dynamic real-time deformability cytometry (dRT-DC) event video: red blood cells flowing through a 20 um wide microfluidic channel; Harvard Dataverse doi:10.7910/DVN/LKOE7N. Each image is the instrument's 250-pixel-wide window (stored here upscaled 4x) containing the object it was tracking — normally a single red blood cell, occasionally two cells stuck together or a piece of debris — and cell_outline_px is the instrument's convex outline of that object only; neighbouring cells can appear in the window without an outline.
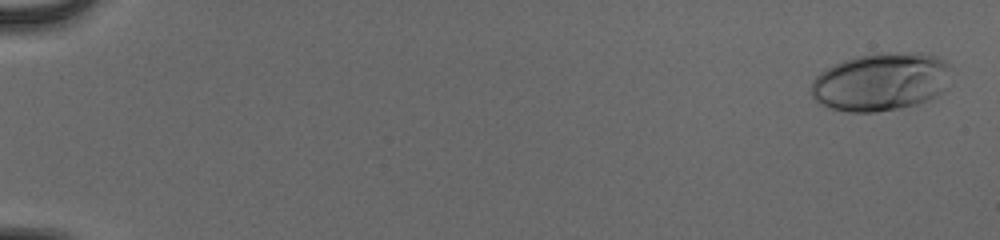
{"species": "human", "species_latin": "Homo sapiens", "temperature_condition": "cold", "stored_images_in_passage": 54, "camera_frame_rate_fps": 3000, "um_per_image_px": 0.085, "donor": {"sex": "male"}, "frame": {"image": 1, "passage_image": 2, "time_ms": 0.333, "image_size_px": [1000, 240], "cell_outline_px": [[948, 68], [944, 88], [936, 96], [928, 100], [916, 104], [900, 108], [876, 112], [848, 112], [832, 108], [820, 104], [812, 96], [812, 80], [820, 72], [844, 60], [856, 56], [872, 52], [924, 52], [936, 56], [944, 60], [948, 64]], "centroid_in_image_um": [74.85, 6.94], "position_along_channel_um": 10.2, "area_um2": 47.28}}
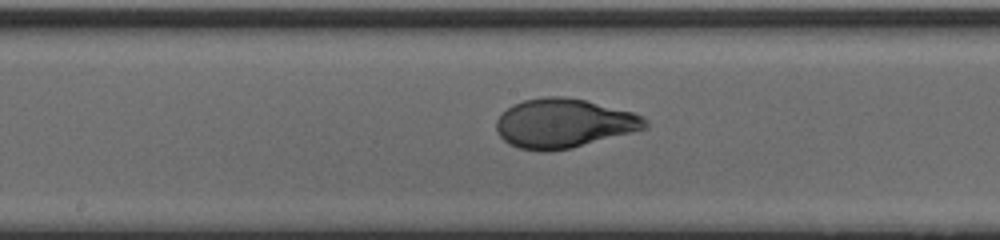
{"frame": {"image": 2, "passage_image": 31, "time_ms": 10.0, "image_size_px": [1000, 240], "cell_outline_px": [[648, 128], [572, 148], [548, 152], [520, 148], [508, 144], [496, 132], [496, 120], [512, 104], [524, 100], [544, 96], [564, 96], [584, 100], [632, 112], [644, 116], [648, 120]], "centroid_in_image_um": [47.92, 10.48], "position_along_channel_um": 200.3, "area_um2": 42.71}}
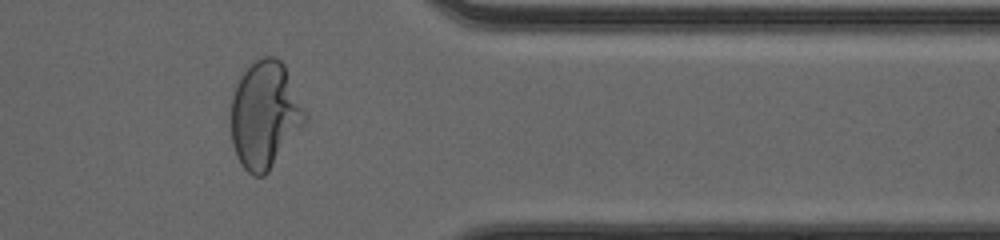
{"frame": {"image": 3, "passage_image": 46, "time_ms": 15.0, "image_size_px": [1000, 240], "cell_outline_px": [[308, 120], [268, 172], [264, 176], [252, 176], [240, 164], [236, 156], [232, 144], [232, 96], [236, 84], [240, 76], [260, 56], [276, 56], [284, 64], [308, 116]], "centroid_in_image_um": [22.52, 9.77], "position_along_channel_um": 388.9, "area_um2": 46.18}, "authors_computed_cell_mechanics": {"area_um2": 42.6564, "velocity_mm_per_s": 3.9458, "shape_relaxation_time_tau1_ms": 4.1692, "shape_relaxation_time_tau2_ms": null, "deformation_change_tau1": 0.2088, "deformation_change_tau2": null}}